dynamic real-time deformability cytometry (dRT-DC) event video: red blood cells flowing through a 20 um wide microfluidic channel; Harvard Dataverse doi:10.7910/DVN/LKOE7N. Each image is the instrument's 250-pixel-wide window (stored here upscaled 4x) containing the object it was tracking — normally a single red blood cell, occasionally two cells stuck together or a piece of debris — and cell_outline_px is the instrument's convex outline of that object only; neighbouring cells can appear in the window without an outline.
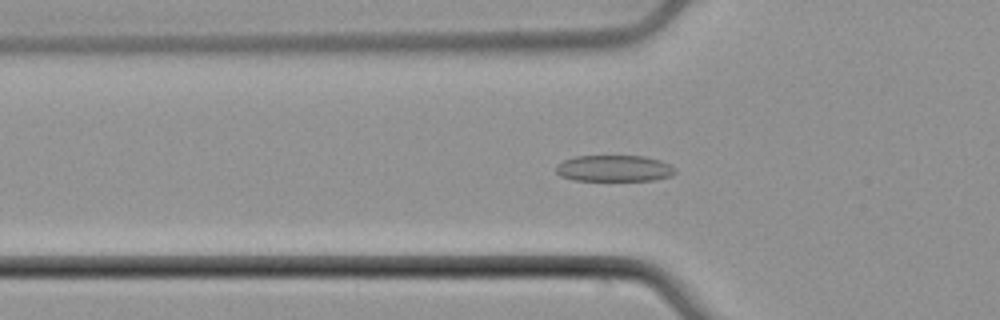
{"species": "common noctule bat (a hibernating species)", "species_latin": "Nyctalus noctula", "temperature_condition": "cold", "stored_images_in_passage": 54, "camera_frame_rate_fps": 3000, "um_per_image_px": 0.085, "animal": {"sex": "male", "body_mass_g": 21.5, "forearm_length_mm": 52.0}, "frame": {"image": 1, "passage_image": 18, "time_ms": 5.667, "image_size_px": [1000, 320], "cell_outline_px": [[676, 172], [672, 176], [656, 180], [572, 180], [560, 176], [556, 172], [556, 164], [564, 160], [576, 156], [644, 156], [660, 160], [676, 168]], "centroid_in_image_um": [52.21, 14.31], "position_along_channel_um": 73.6, "area_um2": 18.38}}
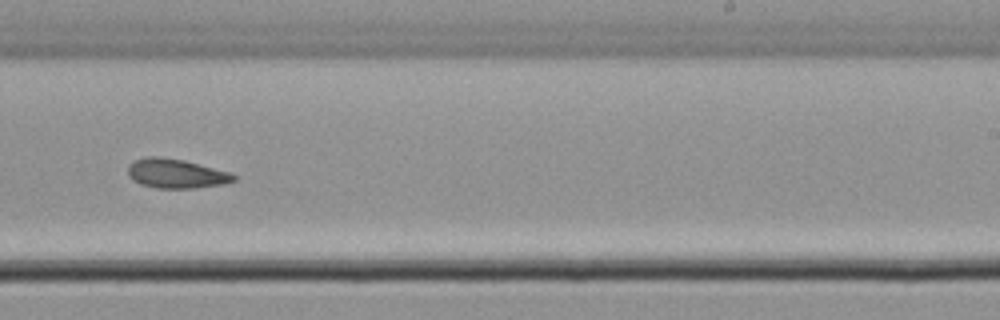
{"frame": {"image": 2, "passage_image": 34, "time_ms": 11.0, "image_size_px": [1000, 320], "cell_outline_px": [[236, 180], [224, 184], [196, 188], [156, 188], [140, 184], [132, 180], [128, 176], [128, 168], [136, 160], [148, 156], [160, 156], [184, 160], [228, 172], [236, 176]], "centroid_in_image_um": [14.96, 14.76], "position_along_channel_um": 274.0, "area_um2": 17.98}}
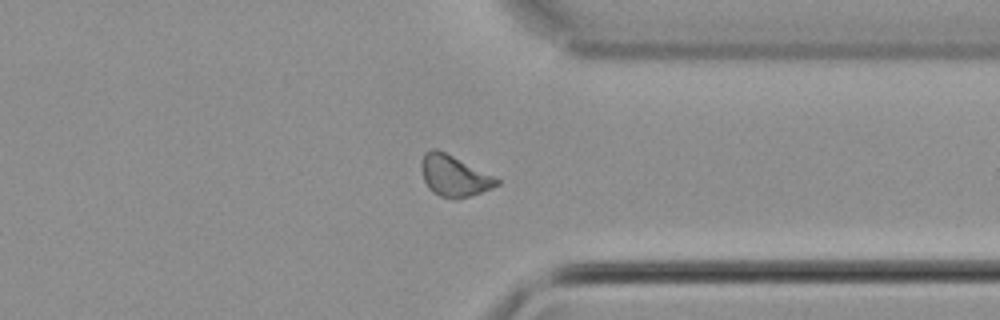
{"frame": {"image": 3, "passage_image": 42, "time_ms": 13.667, "image_size_px": [1000, 320], "cell_outline_px": [[500, 184], [492, 188], [456, 200], [440, 196], [432, 192], [428, 188], [424, 180], [420, 168], [420, 164], [424, 152], [432, 148], [436, 148], [496, 176], [500, 180]], "centroid_in_image_um": [38.59, 14.94], "position_along_channel_um": 372.8, "area_um2": 18.26}}